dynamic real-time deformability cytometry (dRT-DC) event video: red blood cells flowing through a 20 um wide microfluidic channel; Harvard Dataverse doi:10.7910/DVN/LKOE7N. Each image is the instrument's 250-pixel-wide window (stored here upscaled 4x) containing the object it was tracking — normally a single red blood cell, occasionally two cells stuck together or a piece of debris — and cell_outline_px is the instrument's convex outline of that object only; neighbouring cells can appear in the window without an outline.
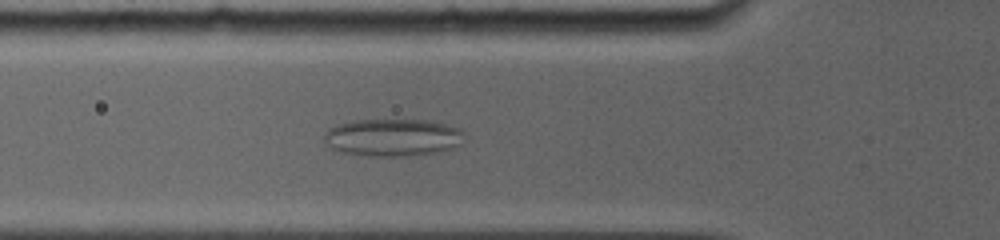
{"species": "common noctule bat (a hibernating species)", "species_latin": "Nyctalus noctula", "temperature_condition": "room temperature", "stored_images_in_passage": 50, "camera_frame_rate_fps": 5000, "um_per_image_px": 0.085, "animal": {"sex": "female", "body_mass_g": 19.0, "forearm_length_mm": 56.7}, "frame": {"image": 1, "passage_image": 17, "time_ms": 5.6, "image_size_px": [1000, 240], "cell_outline_px": [[460, 144], [448, 148], [432, 152], [392, 156], [384, 156], [344, 152], [336, 148], [324, 136], [328, 128], [336, 124], [356, 120], [428, 120], [460, 128]], "centroid_in_image_um": [33.37, 11.64], "position_along_channel_um": 92.4, "area_um2": 29.19}}
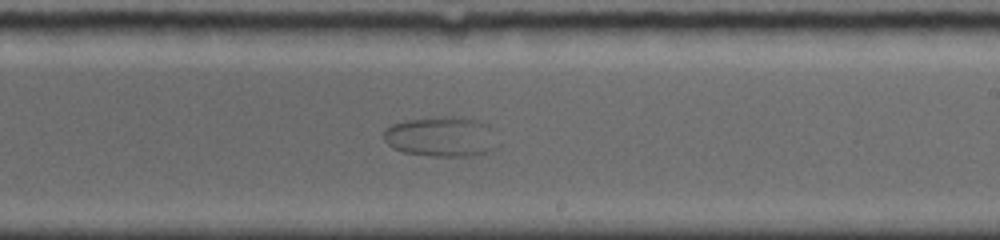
{"frame": {"image": 2, "passage_image": 30, "time_ms": 10.0, "image_size_px": [1000, 240], "cell_outline_px": [[488, 128], [484, 152], [468, 156], [432, 156], [404, 152], [392, 148], [384, 140], [384, 128], [392, 124], [404, 120], [436, 116], [460, 116], [480, 120], [488, 124]], "centroid_in_image_um": [37.26, 11.57], "position_along_channel_um": 251.7, "area_um2": 25.55}}
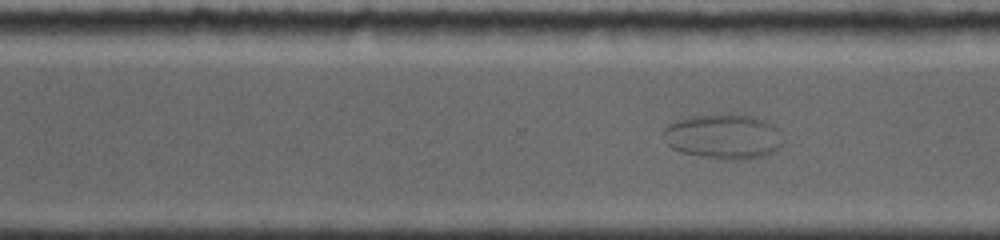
{"frame": {"image": 3, "passage_image": 35, "time_ms": 11.6, "image_size_px": [1000, 240], "cell_outline_px": [[776, 148], [772, 152], [760, 156], [732, 160], [684, 152], [672, 148], [668, 144], [664, 132], [664, 128], [668, 124], [676, 120], [692, 116], [716, 112], [752, 116], [764, 120], [772, 124], [776, 128]], "centroid_in_image_um": [61.39, 11.54], "position_along_channel_um": 309.2, "area_um2": 30.29}}